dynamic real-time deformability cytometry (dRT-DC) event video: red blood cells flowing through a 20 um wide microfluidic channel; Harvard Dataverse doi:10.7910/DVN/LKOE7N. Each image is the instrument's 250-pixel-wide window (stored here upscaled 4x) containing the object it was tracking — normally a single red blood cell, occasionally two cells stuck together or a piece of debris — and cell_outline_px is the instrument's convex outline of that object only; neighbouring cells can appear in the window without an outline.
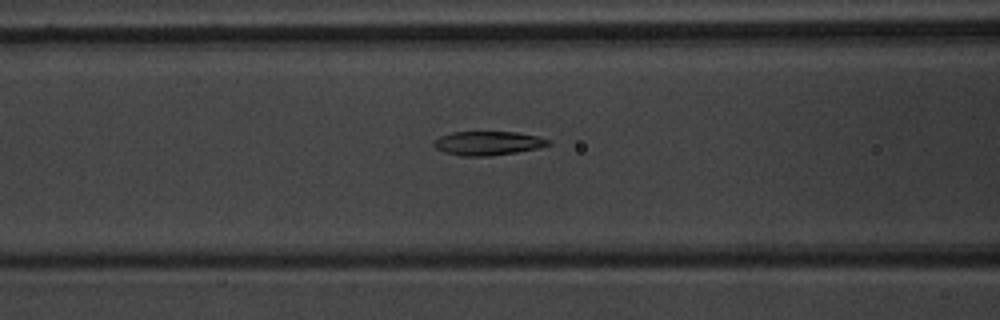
{"species": "common noctule bat (a hibernating species)", "species_latin": "Nyctalus noctula", "temperature_condition": "warm", "stored_images_in_passage": 45, "camera_frame_rate_fps": 3000, "um_per_image_px": 0.085, "animal": {"sex": "male", "body_mass_g": 20.1, "forearm_length_mm": 53.5}, "frame": {"image": 1, "passage_image": 23, "time_ms": 7.333, "image_size_px": [1000, 320], "cell_outline_px": [[552, 144], [540, 148], [516, 152], [488, 156], [460, 156], [444, 152], [436, 148], [432, 144], [440, 136], [452, 132], [516, 132], [536, 136], [552, 140]], "centroid_in_image_um": [41.5, 12.17], "position_along_channel_um": 125.1, "area_um2": 16.01}}
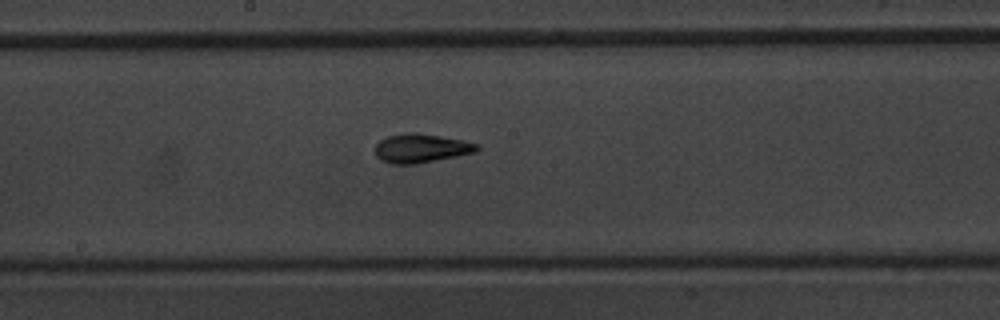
{"frame": {"image": 2, "passage_image": 30, "time_ms": 9.667, "image_size_px": [1000, 320], "cell_outline_px": [[480, 148], [476, 152], [416, 164], [388, 164], [380, 160], [376, 156], [376, 144], [380, 140], [388, 136], [404, 132], [416, 132], [464, 140], [480, 144]], "centroid_in_image_um": [35.79, 12.6], "position_along_channel_um": 212.4, "area_um2": 17.34}}
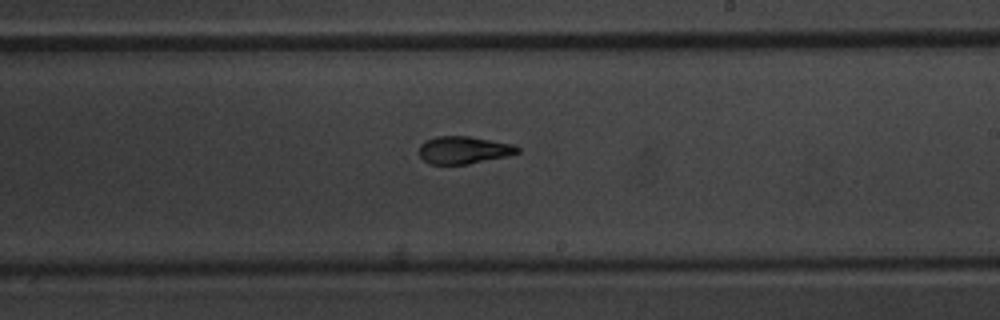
{"frame": {"image": 3, "passage_image": 33, "time_ms": 10.667, "image_size_px": [1000, 320], "cell_outline_px": [[520, 152], [504, 156], [468, 164], [432, 164], [424, 160], [420, 156], [420, 144], [424, 140], [436, 136], [468, 136], [512, 144], [520, 148]], "centroid_in_image_um": [39.38, 12.74], "position_along_channel_um": 249.6, "area_um2": 15.55}}